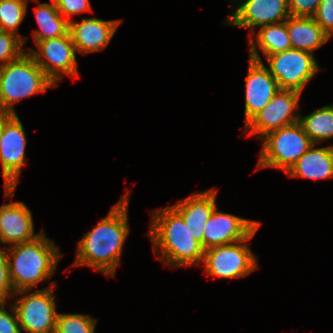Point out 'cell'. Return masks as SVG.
<instances>
[{
  "label": "cell",
  "mask_w": 333,
  "mask_h": 333,
  "mask_svg": "<svg viewBox=\"0 0 333 333\" xmlns=\"http://www.w3.org/2000/svg\"><path fill=\"white\" fill-rule=\"evenodd\" d=\"M130 191L111 207L109 213L78 242L74 266H88L107 276H115L123 246L130 233L128 204Z\"/></svg>",
  "instance_id": "6da1fadb"
},
{
  "label": "cell",
  "mask_w": 333,
  "mask_h": 333,
  "mask_svg": "<svg viewBox=\"0 0 333 333\" xmlns=\"http://www.w3.org/2000/svg\"><path fill=\"white\" fill-rule=\"evenodd\" d=\"M150 216L151 226L147 235L159 260L175 269L202 264L205 250L192 237L183 217L172 206L154 210Z\"/></svg>",
  "instance_id": "7a4b0ae2"
},
{
  "label": "cell",
  "mask_w": 333,
  "mask_h": 333,
  "mask_svg": "<svg viewBox=\"0 0 333 333\" xmlns=\"http://www.w3.org/2000/svg\"><path fill=\"white\" fill-rule=\"evenodd\" d=\"M14 291L33 289L57 271L63 254L45 232L31 242L4 246Z\"/></svg>",
  "instance_id": "3957f363"
},
{
  "label": "cell",
  "mask_w": 333,
  "mask_h": 333,
  "mask_svg": "<svg viewBox=\"0 0 333 333\" xmlns=\"http://www.w3.org/2000/svg\"><path fill=\"white\" fill-rule=\"evenodd\" d=\"M56 86L25 52L19 59L0 67V114H16L15 103Z\"/></svg>",
  "instance_id": "277c9868"
},
{
  "label": "cell",
  "mask_w": 333,
  "mask_h": 333,
  "mask_svg": "<svg viewBox=\"0 0 333 333\" xmlns=\"http://www.w3.org/2000/svg\"><path fill=\"white\" fill-rule=\"evenodd\" d=\"M261 140L262 148L255 171L278 168L287 173L314 144L299 121L269 132Z\"/></svg>",
  "instance_id": "5b68a950"
},
{
  "label": "cell",
  "mask_w": 333,
  "mask_h": 333,
  "mask_svg": "<svg viewBox=\"0 0 333 333\" xmlns=\"http://www.w3.org/2000/svg\"><path fill=\"white\" fill-rule=\"evenodd\" d=\"M56 282L36 292L31 289L15 291L13 306L16 310L21 331L25 333H55L56 311L55 295L53 289ZM25 294L20 296L19 294Z\"/></svg>",
  "instance_id": "8992f818"
},
{
  "label": "cell",
  "mask_w": 333,
  "mask_h": 333,
  "mask_svg": "<svg viewBox=\"0 0 333 333\" xmlns=\"http://www.w3.org/2000/svg\"><path fill=\"white\" fill-rule=\"evenodd\" d=\"M260 225L244 240L215 246L204 251L205 274L214 278L232 279L245 277L258 269L257 258L248 246Z\"/></svg>",
  "instance_id": "52a82bcc"
},
{
  "label": "cell",
  "mask_w": 333,
  "mask_h": 333,
  "mask_svg": "<svg viewBox=\"0 0 333 333\" xmlns=\"http://www.w3.org/2000/svg\"><path fill=\"white\" fill-rule=\"evenodd\" d=\"M0 162L4 179L5 198H12L21 169L26 164V133L17 113L1 114Z\"/></svg>",
  "instance_id": "ba28073f"
},
{
  "label": "cell",
  "mask_w": 333,
  "mask_h": 333,
  "mask_svg": "<svg viewBox=\"0 0 333 333\" xmlns=\"http://www.w3.org/2000/svg\"><path fill=\"white\" fill-rule=\"evenodd\" d=\"M267 69L277 80L279 89L295 90L302 93L307 83L321 69L314 54L290 48L265 57Z\"/></svg>",
  "instance_id": "9c48e42d"
},
{
  "label": "cell",
  "mask_w": 333,
  "mask_h": 333,
  "mask_svg": "<svg viewBox=\"0 0 333 333\" xmlns=\"http://www.w3.org/2000/svg\"><path fill=\"white\" fill-rule=\"evenodd\" d=\"M36 45L38 50L29 47L26 51L56 85L63 80V74L79 77L76 49L69 32L58 38L38 41Z\"/></svg>",
  "instance_id": "30bf717a"
},
{
  "label": "cell",
  "mask_w": 333,
  "mask_h": 333,
  "mask_svg": "<svg viewBox=\"0 0 333 333\" xmlns=\"http://www.w3.org/2000/svg\"><path fill=\"white\" fill-rule=\"evenodd\" d=\"M301 94L295 90L279 89L266 107L245 125L242 135L247 133L262 139L269 132L298 122Z\"/></svg>",
  "instance_id": "8fae6325"
},
{
  "label": "cell",
  "mask_w": 333,
  "mask_h": 333,
  "mask_svg": "<svg viewBox=\"0 0 333 333\" xmlns=\"http://www.w3.org/2000/svg\"><path fill=\"white\" fill-rule=\"evenodd\" d=\"M237 9L230 12L224 24L248 28L249 36L254 28L280 23L290 17L288 0H237ZM232 0V4L237 2ZM232 13V14H231Z\"/></svg>",
  "instance_id": "7c38bea8"
},
{
  "label": "cell",
  "mask_w": 333,
  "mask_h": 333,
  "mask_svg": "<svg viewBox=\"0 0 333 333\" xmlns=\"http://www.w3.org/2000/svg\"><path fill=\"white\" fill-rule=\"evenodd\" d=\"M261 223L218 211L216 207L203 229V249L246 239Z\"/></svg>",
  "instance_id": "4fadbf2b"
},
{
  "label": "cell",
  "mask_w": 333,
  "mask_h": 333,
  "mask_svg": "<svg viewBox=\"0 0 333 333\" xmlns=\"http://www.w3.org/2000/svg\"><path fill=\"white\" fill-rule=\"evenodd\" d=\"M245 79V125L272 100L278 92L277 80L266 65L249 58Z\"/></svg>",
  "instance_id": "5bb4252c"
},
{
  "label": "cell",
  "mask_w": 333,
  "mask_h": 333,
  "mask_svg": "<svg viewBox=\"0 0 333 333\" xmlns=\"http://www.w3.org/2000/svg\"><path fill=\"white\" fill-rule=\"evenodd\" d=\"M121 20L82 18L69 22V33L77 52L88 54L105 49L115 35Z\"/></svg>",
  "instance_id": "9a60e30c"
},
{
  "label": "cell",
  "mask_w": 333,
  "mask_h": 333,
  "mask_svg": "<svg viewBox=\"0 0 333 333\" xmlns=\"http://www.w3.org/2000/svg\"><path fill=\"white\" fill-rule=\"evenodd\" d=\"M44 230L35 234L31 210L23 202H11L0 206V242L10 245L31 242Z\"/></svg>",
  "instance_id": "2e32d148"
},
{
  "label": "cell",
  "mask_w": 333,
  "mask_h": 333,
  "mask_svg": "<svg viewBox=\"0 0 333 333\" xmlns=\"http://www.w3.org/2000/svg\"><path fill=\"white\" fill-rule=\"evenodd\" d=\"M216 188L193 193L172 207L183 217L192 237L203 247V229L216 205Z\"/></svg>",
  "instance_id": "e0dca14e"
},
{
  "label": "cell",
  "mask_w": 333,
  "mask_h": 333,
  "mask_svg": "<svg viewBox=\"0 0 333 333\" xmlns=\"http://www.w3.org/2000/svg\"><path fill=\"white\" fill-rule=\"evenodd\" d=\"M306 151L287 172L290 177L312 180L333 178V145Z\"/></svg>",
  "instance_id": "ac0fdd59"
},
{
  "label": "cell",
  "mask_w": 333,
  "mask_h": 333,
  "mask_svg": "<svg viewBox=\"0 0 333 333\" xmlns=\"http://www.w3.org/2000/svg\"><path fill=\"white\" fill-rule=\"evenodd\" d=\"M285 23L294 49L313 54L330 39L313 17L290 16Z\"/></svg>",
  "instance_id": "d6986e66"
},
{
  "label": "cell",
  "mask_w": 333,
  "mask_h": 333,
  "mask_svg": "<svg viewBox=\"0 0 333 333\" xmlns=\"http://www.w3.org/2000/svg\"><path fill=\"white\" fill-rule=\"evenodd\" d=\"M250 36L249 58L252 60L262 62L258 50L266 57L292 48L285 21L262 26L257 34L254 32Z\"/></svg>",
  "instance_id": "ffe728a7"
},
{
  "label": "cell",
  "mask_w": 333,
  "mask_h": 333,
  "mask_svg": "<svg viewBox=\"0 0 333 333\" xmlns=\"http://www.w3.org/2000/svg\"><path fill=\"white\" fill-rule=\"evenodd\" d=\"M34 1L38 3L34 10L40 27V30L35 29L32 33L35 44L41 40L64 36L69 32V22L59 13L53 0L52 3Z\"/></svg>",
  "instance_id": "44dd1931"
},
{
  "label": "cell",
  "mask_w": 333,
  "mask_h": 333,
  "mask_svg": "<svg viewBox=\"0 0 333 333\" xmlns=\"http://www.w3.org/2000/svg\"><path fill=\"white\" fill-rule=\"evenodd\" d=\"M299 122L314 144L333 138V109L330 105L315 109L304 117L300 114Z\"/></svg>",
  "instance_id": "7402d4cb"
},
{
  "label": "cell",
  "mask_w": 333,
  "mask_h": 333,
  "mask_svg": "<svg viewBox=\"0 0 333 333\" xmlns=\"http://www.w3.org/2000/svg\"><path fill=\"white\" fill-rule=\"evenodd\" d=\"M28 0H0V30L18 34L27 14Z\"/></svg>",
  "instance_id": "603a6c76"
},
{
  "label": "cell",
  "mask_w": 333,
  "mask_h": 333,
  "mask_svg": "<svg viewBox=\"0 0 333 333\" xmlns=\"http://www.w3.org/2000/svg\"><path fill=\"white\" fill-rule=\"evenodd\" d=\"M96 322L89 315L58 313L55 333H95Z\"/></svg>",
  "instance_id": "cb8c5ba5"
},
{
  "label": "cell",
  "mask_w": 333,
  "mask_h": 333,
  "mask_svg": "<svg viewBox=\"0 0 333 333\" xmlns=\"http://www.w3.org/2000/svg\"><path fill=\"white\" fill-rule=\"evenodd\" d=\"M27 37L0 30V67L19 59L26 52L23 45Z\"/></svg>",
  "instance_id": "d4e9b609"
},
{
  "label": "cell",
  "mask_w": 333,
  "mask_h": 333,
  "mask_svg": "<svg viewBox=\"0 0 333 333\" xmlns=\"http://www.w3.org/2000/svg\"><path fill=\"white\" fill-rule=\"evenodd\" d=\"M59 13L68 21L71 17L84 12H93L89 0H53Z\"/></svg>",
  "instance_id": "484cf974"
},
{
  "label": "cell",
  "mask_w": 333,
  "mask_h": 333,
  "mask_svg": "<svg viewBox=\"0 0 333 333\" xmlns=\"http://www.w3.org/2000/svg\"><path fill=\"white\" fill-rule=\"evenodd\" d=\"M313 19L331 38L333 35V0H321Z\"/></svg>",
  "instance_id": "4316f807"
},
{
  "label": "cell",
  "mask_w": 333,
  "mask_h": 333,
  "mask_svg": "<svg viewBox=\"0 0 333 333\" xmlns=\"http://www.w3.org/2000/svg\"><path fill=\"white\" fill-rule=\"evenodd\" d=\"M15 291L9 278L8 261L6 252L0 248V303H5L7 298H13Z\"/></svg>",
  "instance_id": "83f0119b"
},
{
  "label": "cell",
  "mask_w": 333,
  "mask_h": 333,
  "mask_svg": "<svg viewBox=\"0 0 333 333\" xmlns=\"http://www.w3.org/2000/svg\"><path fill=\"white\" fill-rule=\"evenodd\" d=\"M10 306L12 314L6 311V302L0 303V333H22L16 310Z\"/></svg>",
  "instance_id": "f1b7e54d"
},
{
  "label": "cell",
  "mask_w": 333,
  "mask_h": 333,
  "mask_svg": "<svg viewBox=\"0 0 333 333\" xmlns=\"http://www.w3.org/2000/svg\"><path fill=\"white\" fill-rule=\"evenodd\" d=\"M321 0H288L290 16L313 17Z\"/></svg>",
  "instance_id": "f546056e"
},
{
  "label": "cell",
  "mask_w": 333,
  "mask_h": 333,
  "mask_svg": "<svg viewBox=\"0 0 333 333\" xmlns=\"http://www.w3.org/2000/svg\"><path fill=\"white\" fill-rule=\"evenodd\" d=\"M0 137H1V114H0ZM0 149H1V138H0Z\"/></svg>",
  "instance_id": "4dcf8cb0"
}]
</instances>
